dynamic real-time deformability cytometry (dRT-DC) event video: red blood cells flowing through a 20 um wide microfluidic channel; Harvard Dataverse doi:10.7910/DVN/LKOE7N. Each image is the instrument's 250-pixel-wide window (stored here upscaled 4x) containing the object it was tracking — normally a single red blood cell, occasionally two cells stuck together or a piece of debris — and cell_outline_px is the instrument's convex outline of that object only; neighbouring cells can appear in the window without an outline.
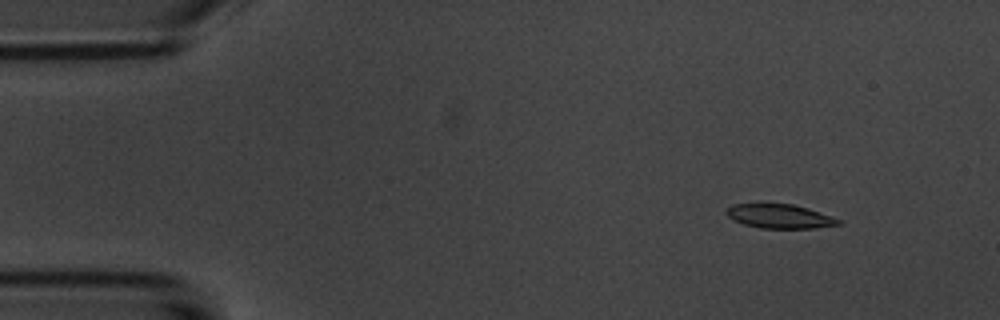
{"species": "common noctule bat (a hibernating species)", "species_latin": "Nyctalus noctula", "temperature_condition": "room temperature", "stored_images_in_passage": 3, "camera_frame_rate_fps": 3000, "um_per_image_px": 0.085, "animal": {"sex": "male", "body_mass_g": 20.1, "forearm_length_mm": 53.5}, "frame": {"image": 1, "passage_image": 1, "time_ms": 0.0, "image_size_px": [1000, 320], "cell_outline_px": [[840, 224], [812, 228], [760, 228], [744, 224], [732, 220], [724, 212], [732, 204], [792, 204], [808, 208], [832, 216], [840, 220]], "centroid_in_image_um": [66.24, 18.38], "position_along_channel_um": 18.8, "area_um2": 15.61}}
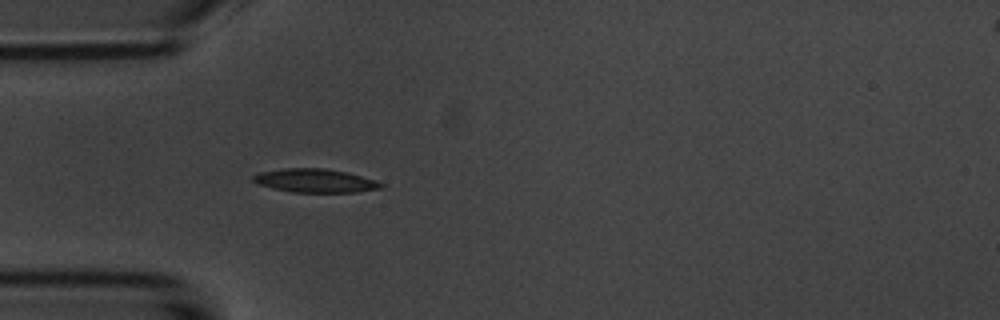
{"frame": {"image": 2, "passage_image": 3, "time_ms": 3.333, "image_size_px": [1000, 320], "cell_outline_px": [[384, 188], [356, 192], [292, 192], [272, 188], [260, 184], [252, 180], [252, 176], [260, 172], [284, 168], [324, 168], [344, 172], [360, 176], [384, 184]], "centroid_in_image_um": [26.76, 15.36], "position_along_channel_um": 58.2, "area_um2": 17.34}}